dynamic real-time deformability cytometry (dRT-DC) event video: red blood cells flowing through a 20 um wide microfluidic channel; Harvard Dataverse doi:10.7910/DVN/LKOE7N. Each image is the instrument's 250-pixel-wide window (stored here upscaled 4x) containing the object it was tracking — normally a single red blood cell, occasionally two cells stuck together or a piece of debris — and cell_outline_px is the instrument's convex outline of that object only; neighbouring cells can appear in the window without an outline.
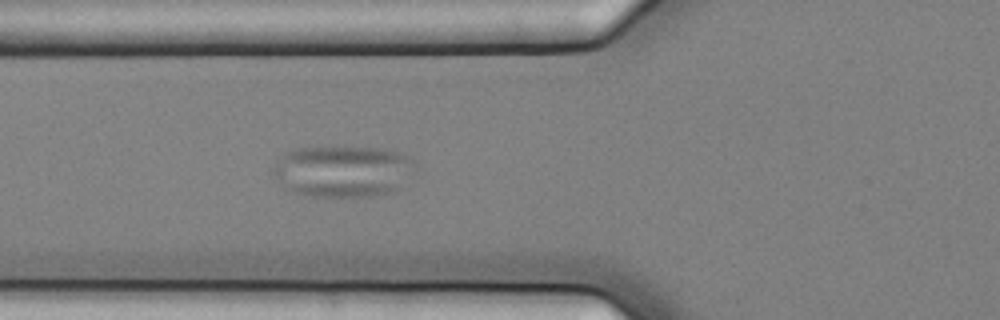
{"species": "common noctule bat (a hibernating species)", "species_latin": "Nyctalus noctula", "temperature_condition": "cold", "stored_images_in_passage": 4, "camera_frame_rate_fps": 3000, "um_per_image_px": 0.085, "animal": {"sex": "female", "body_mass_g": 25.1}, "frame": {"image": 1, "passage_image": 4, "time_ms": 1.0, "image_size_px": [1000, 320], "cell_outline_px": [[416, 168], [400, 188], [388, 192], [368, 196], [312, 196], [296, 192], [284, 188], [272, 176], [272, 168], [288, 152], [296, 148], [376, 148], [400, 152], [408, 156], [412, 160]], "centroid_in_image_um": [29.15, 14.56], "position_along_channel_um": 96.7, "area_um2": 42.14}}